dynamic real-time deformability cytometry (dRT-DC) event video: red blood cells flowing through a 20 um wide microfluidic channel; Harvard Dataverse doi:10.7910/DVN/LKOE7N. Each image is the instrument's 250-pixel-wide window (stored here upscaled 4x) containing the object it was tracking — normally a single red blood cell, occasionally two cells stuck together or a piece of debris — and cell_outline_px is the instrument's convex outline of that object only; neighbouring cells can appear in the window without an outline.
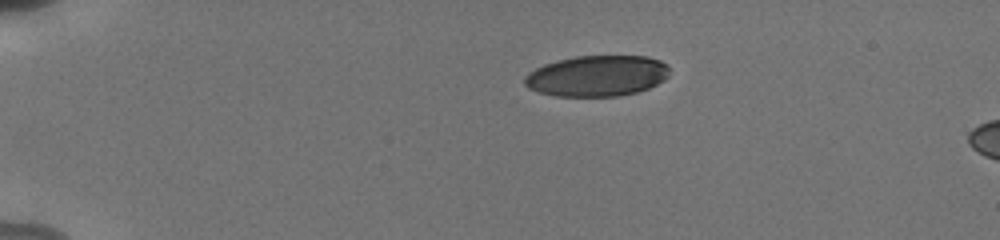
{"species": "human", "species_latin": "Homo sapiens", "temperature_condition": "cold", "stored_images_in_passage": 8, "camera_frame_rate_fps": 3000, "um_per_image_px": 0.085, "donor": {"sex": "male"}, "frame": {"image": 1, "passage_image": 1, "time_ms": 0.0, "image_size_px": [1000, 240], "cell_outline_px": [[668, 76], [664, 80], [648, 88], [636, 92], [620, 96], [556, 96], [540, 92], [528, 88], [524, 84], [524, 76], [528, 72], [544, 64], [556, 60], [576, 56], [648, 56], [660, 60], [668, 64]], "centroid_in_image_um": [50.74, 6.44], "position_along_channel_um": 34.3, "area_um2": 34.68}}